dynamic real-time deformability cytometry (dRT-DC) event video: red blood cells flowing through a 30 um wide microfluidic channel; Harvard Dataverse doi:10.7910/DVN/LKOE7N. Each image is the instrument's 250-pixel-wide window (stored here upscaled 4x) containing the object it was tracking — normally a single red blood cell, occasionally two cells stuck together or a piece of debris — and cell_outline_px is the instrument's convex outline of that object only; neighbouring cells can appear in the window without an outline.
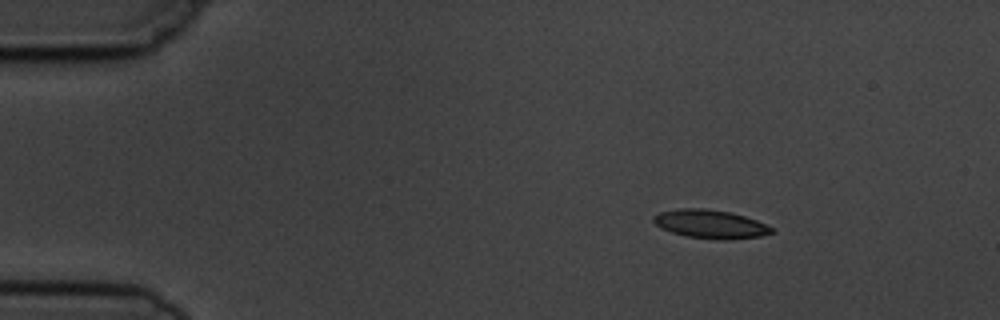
{"species": "common noctule bat (a hibernating species)", "species_latin": "Nyctalus noctula", "temperature_condition": "cold", "stored_images_in_passage": 4, "camera_frame_rate_fps": 3000, "um_per_image_px": 0.085, "animal": {"sex": "male", "body_mass_g": 19.5, "forearm_length_mm": 54.6}, "frame": {"image": 1, "passage_image": 1, "time_ms": 0.0, "image_size_px": [1000, 320], "cell_outline_px": [[776, 232], [760, 236], [728, 240], [716, 240], [688, 236], [672, 232], [660, 228], [652, 220], [652, 216], [660, 212], [680, 208], [704, 208], [732, 212], [756, 220], [772, 228]], "centroid_in_image_um": [60.37, 19.04], "position_along_channel_um": 24.6, "area_um2": 19.71}}
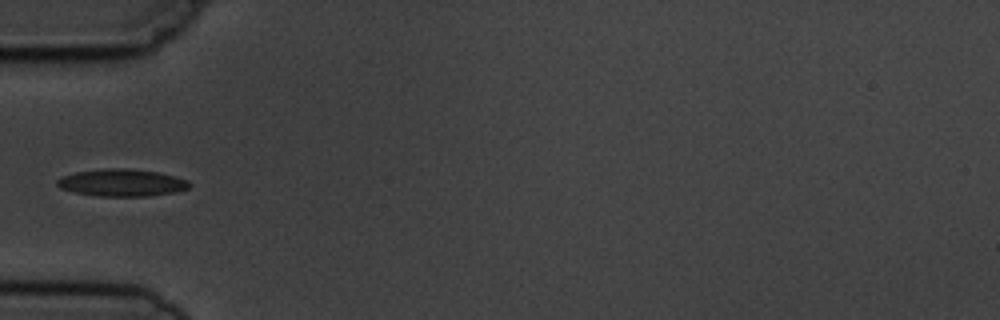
{"frame": {"image": 2, "passage_image": 4, "time_ms": 3.333, "image_size_px": [1000, 320], "cell_outline_px": [[192, 184], [188, 188], [176, 192], [148, 196], [96, 196], [76, 192], [60, 188], [56, 184], [56, 180], [64, 176], [76, 172], [104, 168], [124, 168], [156, 172], [176, 176], [188, 180]], "centroid_in_image_um": [10.38, 15.53], "position_along_channel_um": 74.6, "area_um2": 20.92}}